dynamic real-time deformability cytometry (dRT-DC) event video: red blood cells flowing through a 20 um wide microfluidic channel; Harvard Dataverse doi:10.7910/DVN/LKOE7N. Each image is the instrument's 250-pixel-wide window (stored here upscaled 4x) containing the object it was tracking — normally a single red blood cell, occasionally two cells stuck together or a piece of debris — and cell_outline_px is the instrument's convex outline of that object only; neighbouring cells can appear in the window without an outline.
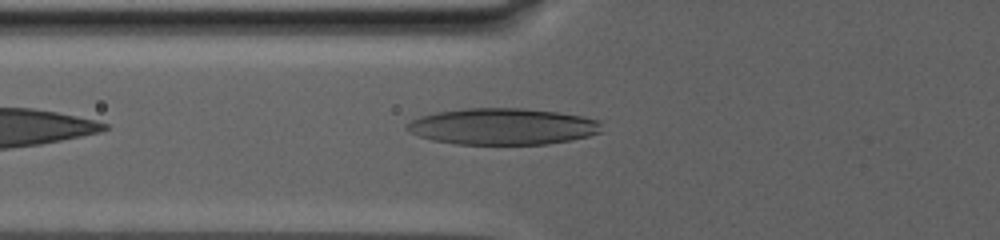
{"species": "human", "species_latin": "Homo sapiens", "temperature_condition": "warm", "stored_images_in_passage": 8, "camera_frame_rate_fps": 3000, "um_per_image_px": 0.085, "donor": {"sex": "male"}, "frame": {"image": 1, "passage_image": 3, "time_ms": 0.667, "image_size_px": [1000, 240], "cell_outline_px": [[600, 132], [588, 136], [548, 144], [456, 144], [432, 140], [408, 132], [404, 128], [404, 124], [420, 116], [436, 112], [464, 108], [524, 108], [556, 112], [580, 116], [600, 120]], "centroid_in_image_um": [42.66, 10.75], "position_along_channel_um": 83.1, "area_um2": 41.38}}